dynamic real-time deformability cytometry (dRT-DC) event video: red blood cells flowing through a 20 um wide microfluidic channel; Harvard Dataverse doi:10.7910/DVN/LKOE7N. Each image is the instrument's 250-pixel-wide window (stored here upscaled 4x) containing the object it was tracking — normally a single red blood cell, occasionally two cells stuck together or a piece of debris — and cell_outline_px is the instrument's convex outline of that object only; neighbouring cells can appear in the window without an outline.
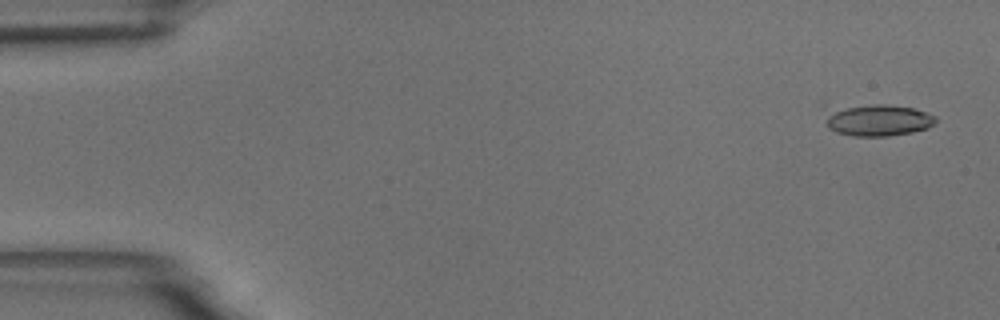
{"species": "common noctule bat (a hibernating species)", "species_latin": "Nyctalus noctula", "temperature_condition": "room temperature", "stored_images_in_passage": 56, "camera_frame_rate_fps": 3000, "um_per_image_px": 0.085, "animal": {"sex": "male", "body_mass_g": 18.8}, "frame": {"image": 1, "passage_image": 3, "time_ms": 0.667, "image_size_px": [1000, 320], "cell_outline_px": [[936, 120], [928, 128], [912, 132], [888, 136], [852, 136], [836, 132], [828, 128], [820, 104], [820, 100], [824, 100], [884, 104], [912, 108], [936, 116]], "centroid_in_image_um": [74.25, 10.09], "position_along_channel_um": 10.8, "area_um2": 22.54}}
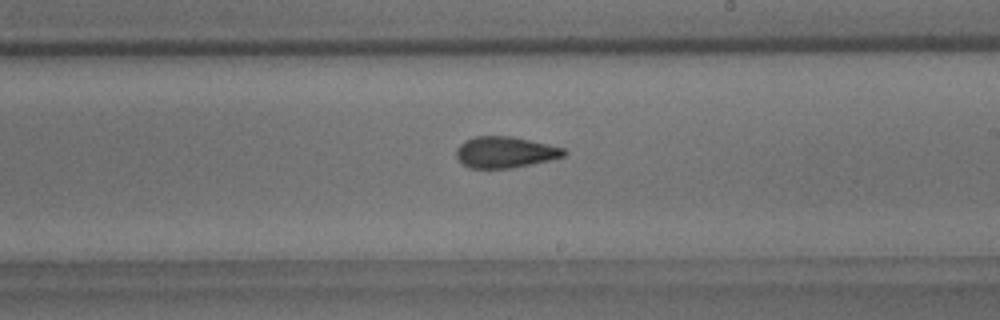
{"frame": {"image": 2, "passage_image": 33, "time_ms": 10.667, "image_size_px": [1000, 320], "cell_outline_px": [[568, 152], [564, 156], [552, 160], [508, 168], [468, 168], [456, 156], [456, 148], [464, 140], [476, 136], [512, 136], [548, 144], [564, 148]], "centroid_in_image_um": [42.94, 12.93], "position_along_channel_um": 246.1, "area_um2": 19.59}}
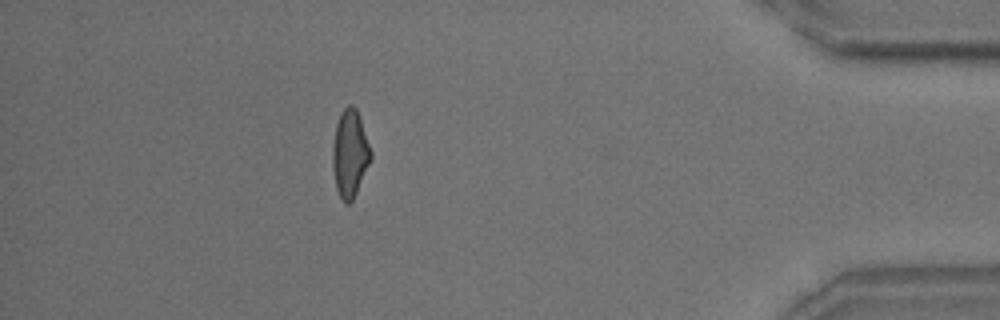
{"frame": {"image": 3, "passage_image": 50, "time_ms": 16.333, "image_size_px": [1000, 320], "cell_outline_px": [[372, 160], [352, 200], [348, 204], [344, 204], [336, 188], [332, 168], [332, 148], [336, 124], [340, 112], [348, 104], [352, 104], [356, 108], [360, 116], [372, 152]], "centroid_in_image_um": [29.74, 13.03], "position_along_channel_um": 405.5, "area_um2": 19.71}, "authors_computed_cell_mechanics": {"area_um2": 19.7098, "velocity_mm_per_s": 3.6442, "shape_relaxation_time_tau1_ms": 7.0182, "shape_relaxation_time_tau2_ms": 1.9842, "deformation_change_tau1": 0.1832, "deformation_change_tau2": 0.1061}}